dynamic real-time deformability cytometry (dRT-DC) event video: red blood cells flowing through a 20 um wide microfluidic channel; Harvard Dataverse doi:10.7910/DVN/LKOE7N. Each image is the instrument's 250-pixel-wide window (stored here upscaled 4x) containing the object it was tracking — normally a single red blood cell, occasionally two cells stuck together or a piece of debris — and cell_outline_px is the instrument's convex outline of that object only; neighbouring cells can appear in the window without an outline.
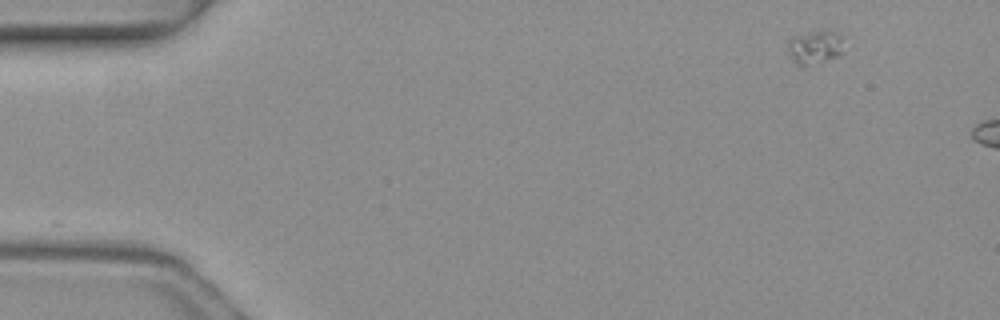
{"species": "common noctule bat (a hibernating species)", "species_latin": "Nyctalus noctula", "temperature_condition": "warm", "stored_images_in_passage": 4, "segment_of_instrument_passage": [2, 2], "camera_frame_rate_fps": 3000, "um_per_image_px": 0.085, "animal": {"sex": "female", "body_mass_g": 19.3, "forearm_length_mm": 54.1}, "frame": {"image": 1, "passage_image": 4, "time_ms": 1.0, "image_size_px": [1000, 320], "cell_outline_px": [[844, 36], [840, 56], [808, 64], [800, 64], [792, 60], [788, 56], [788, 40], [792, 36], [820, 28], [836, 32]], "centroid_in_image_um": [69.27, 3.93], "position_along_channel_um": 15.7, "area_um2": 11.16}}